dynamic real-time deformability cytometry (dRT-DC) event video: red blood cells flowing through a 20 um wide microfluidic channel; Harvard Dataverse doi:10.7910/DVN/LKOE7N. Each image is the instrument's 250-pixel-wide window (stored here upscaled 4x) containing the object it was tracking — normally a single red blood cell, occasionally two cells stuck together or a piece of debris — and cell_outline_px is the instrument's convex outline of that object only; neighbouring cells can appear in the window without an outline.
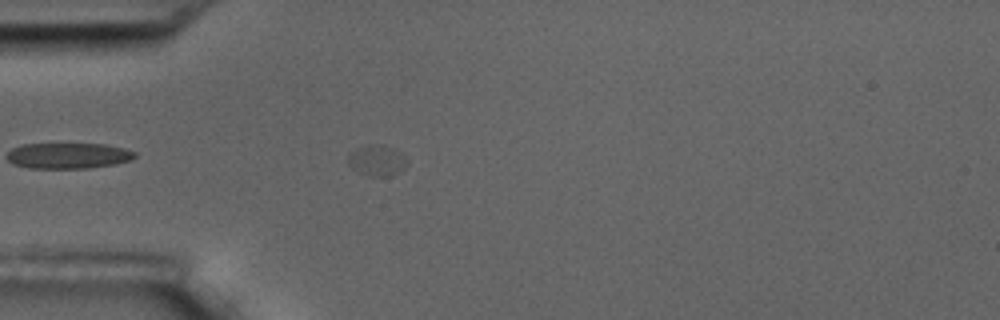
{"species": "common noctule bat (a hibernating species)", "species_latin": "Nyctalus noctula", "temperature_condition": "room temperature", "stored_images_in_passage": 4, "camera_frame_rate_fps": 3000, "um_per_image_px": 0.085, "animal": {"sex": "male", "body_mass_g": 17.5, "forearm_length_mm": 52.3}, "frame": {"image": 1, "passage_image": 4, "time_ms": 4.333, "image_size_px": [1000, 320], "cell_outline_px": [[408, 164], [404, 168], [392, 176], [368, 176], [352, 168], [348, 164], [348, 152], [364, 144], [380, 144], [396, 148], [408, 160]], "centroid_in_image_um": [32.04, 13.61], "position_along_channel_um": 53.0, "area_um2": 10.92}}